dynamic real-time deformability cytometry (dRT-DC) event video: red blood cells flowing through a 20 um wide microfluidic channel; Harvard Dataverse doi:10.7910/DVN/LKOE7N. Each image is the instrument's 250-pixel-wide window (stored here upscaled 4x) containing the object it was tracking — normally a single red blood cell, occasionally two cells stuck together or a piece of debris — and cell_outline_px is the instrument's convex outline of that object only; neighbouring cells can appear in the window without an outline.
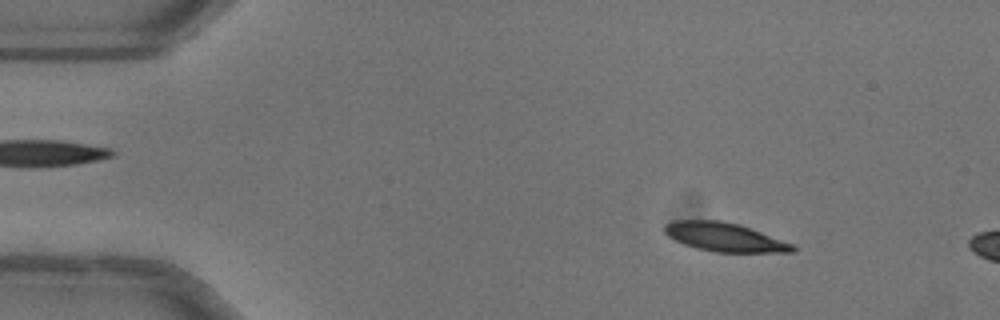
{"species": "common noctule bat (a hibernating species)", "species_latin": "Nyctalus noctula", "temperature_condition": "warm", "stored_images_in_passage": 11, "camera_frame_rate_fps": 3000, "um_per_image_px": 0.085, "animal": {"sex": "female"}, "frame": {"image": 1, "passage_image": 7, "time_ms": 2.0, "image_size_px": [1000, 320], "cell_outline_px": [[796, 248], [792, 252], [712, 252], [696, 248], [684, 244], [668, 236], [664, 232], [664, 224], [676, 220], [720, 220], [740, 224], [796, 244]], "centroid_in_image_um": [61.62, 20.15], "position_along_channel_um": 23.4, "area_um2": 21.68}}